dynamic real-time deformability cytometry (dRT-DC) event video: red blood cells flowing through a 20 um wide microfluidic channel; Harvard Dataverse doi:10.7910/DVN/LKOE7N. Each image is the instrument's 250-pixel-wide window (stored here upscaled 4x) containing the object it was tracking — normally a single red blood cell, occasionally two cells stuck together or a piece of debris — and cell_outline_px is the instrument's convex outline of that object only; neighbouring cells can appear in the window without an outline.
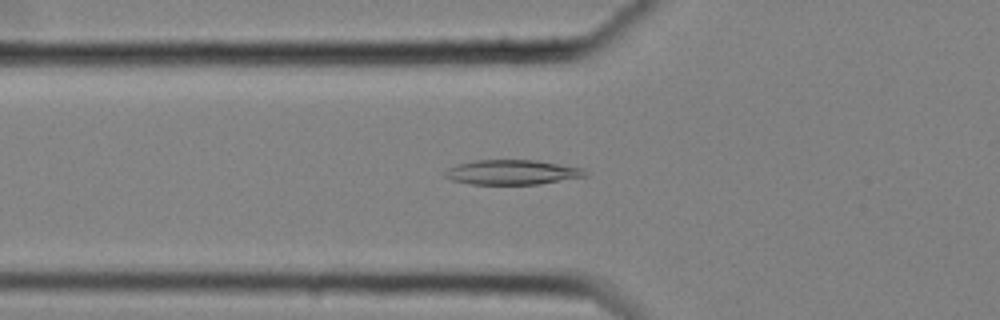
{"species": "common noctule bat (a hibernating species)", "species_latin": "Nyctalus noctula", "temperature_condition": "cold", "stored_images_in_passage": 55, "camera_frame_rate_fps": 3000, "um_per_image_px": 0.085, "animal": {"sex": "female", "body_mass_g": 25.1}, "frame": {"image": 1, "passage_image": 18, "time_ms": 5.667, "image_size_px": [1000, 320], "cell_outline_px": [[588, 176], [540, 184], [472, 184], [452, 180], [444, 176], [444, 172], [448, 168], [456, 164], [476, 160], [536, 160], [584, 168], [588, 172]], "centroid_in_image_um": [43.56, 14.64], "position_along_channel_um": 82.2, "area_um2": 20.35}}
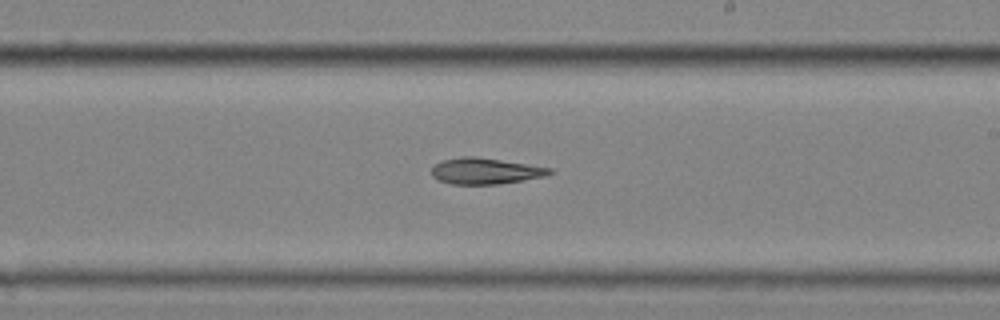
{"frame": {"image": 2, "passage_image": 32, "time_ms": 10.333, "image_size_px": [1000, 320], "cell_outline_px": [[556, 172], [544, 176], [524, 180], [496, 184], [452, 184], [436, 180], [432, 176], [432, 168], [436, 164], [444, 160], [464, 156], [476, 156], [556, 168]], "centroid_in_image_um": [41.32, 14.53], "position_along_channel_um": 247.7, "area_um2": 18.15}}
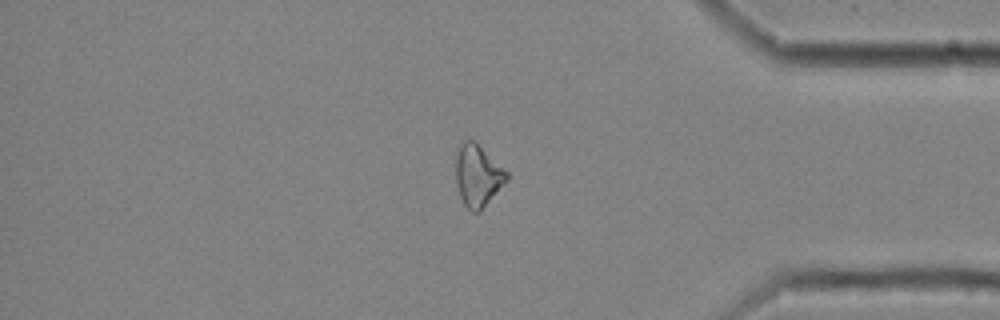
{"frame": {"image": 3, "passage_image": 46, "time_ms": 15.0, "image_size_px": [1000, 320], "cell_outline_px": [[508, 180], [480, 212], [472, 212], [464, 204], [460, 196], [456, 184], [456, 152], [460, 144], [464, 140], [472, 140], [508, 172]], "centroid_in_image_um": [40.6, 14.96], "position_along_channel_um": 394.6, "area_um2": 18.15}}